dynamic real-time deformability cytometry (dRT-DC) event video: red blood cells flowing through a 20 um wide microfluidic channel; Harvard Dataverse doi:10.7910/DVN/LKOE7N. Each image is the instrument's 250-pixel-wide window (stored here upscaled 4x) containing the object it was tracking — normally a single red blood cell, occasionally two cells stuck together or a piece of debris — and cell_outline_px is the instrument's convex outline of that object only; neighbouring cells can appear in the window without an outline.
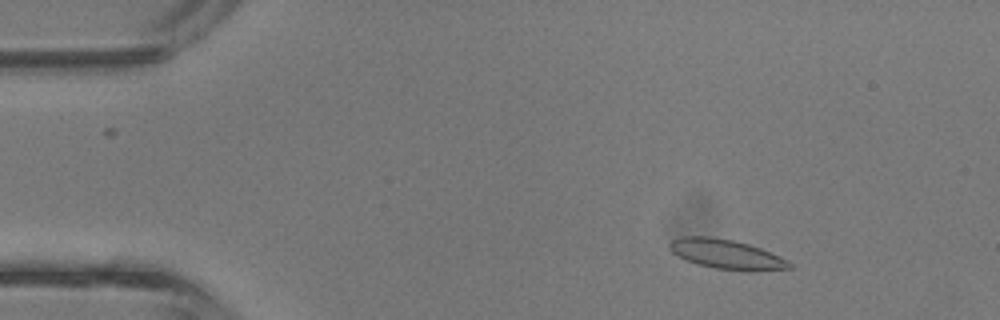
{"species": "common noctule bat (a hibernating species)", "species_latin": "Nyctalus noctula", "temperature_condition": "room temperature", "stored_images_in_passage": 43, "segment_of_instrument_passage": [1, 2], "camera_frame_rate_fps": 3000, "um_per_image_px": 0.085, "animal": {"sex": "male", "body_mass_g": 13.3}, "frame": {"image": 1, "passage_image": 5, "time_ms": 1.333, "image_size_px": [1000, 320], "cell_outline_px": [[792, 268], [752, 272], [744, 272], [716, 268], [696, 264], [684, 260], [672, 252], [668, 248], [668, 244], [672, 240], [680, 236], [712, 236], [732, 240], [748, 244], [760, 248], [780, 256], [788, 260], [792, 264]], "centroid_in_image_um": [61.74, 21.62], "position_along_channel_um": 23.3, "area_um2": 21.04}}
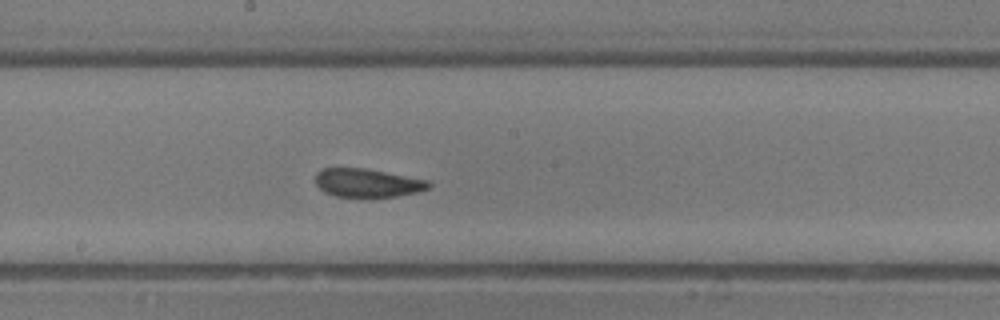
{"frame": {"image": 2, "passage_image": 22, "time_ms": 7.0, "image_size_px": [1000, 320], "cell_outline_px": [[432, 184], [428, 188], [420, 192], [396, 196], [368, 200], [336, 196], [324, 192], [316, 184], [316, 172], [324, 168], [364, 168], [428, 180]], "centroid_in_image_um": [31.23, 15.59], "position_along_channel_um": 217.0, "area_um2": 19.42}}
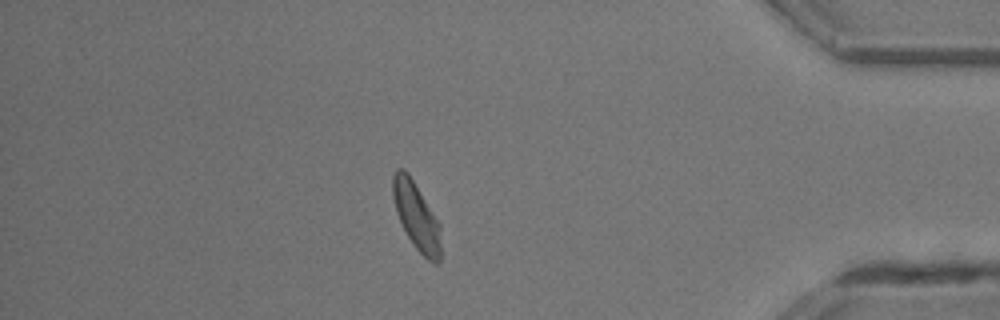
{"frame": {"image": 3, "passage_image": 36, "time_ms": 11.667, "image_size_px": [1000, 320], "cell_outline_px": [[440, 260], [436, 264], [428, 260], [416, 248], [408, 236], [396, 212], [392, 196], [392, 176], [396, 168], [404, 168], [408, 172], [440, 224]], "centroid_in_image_um": [35.37, 18.33], "position_along_channel_um": 399.8, "area_um2": 18.67}}